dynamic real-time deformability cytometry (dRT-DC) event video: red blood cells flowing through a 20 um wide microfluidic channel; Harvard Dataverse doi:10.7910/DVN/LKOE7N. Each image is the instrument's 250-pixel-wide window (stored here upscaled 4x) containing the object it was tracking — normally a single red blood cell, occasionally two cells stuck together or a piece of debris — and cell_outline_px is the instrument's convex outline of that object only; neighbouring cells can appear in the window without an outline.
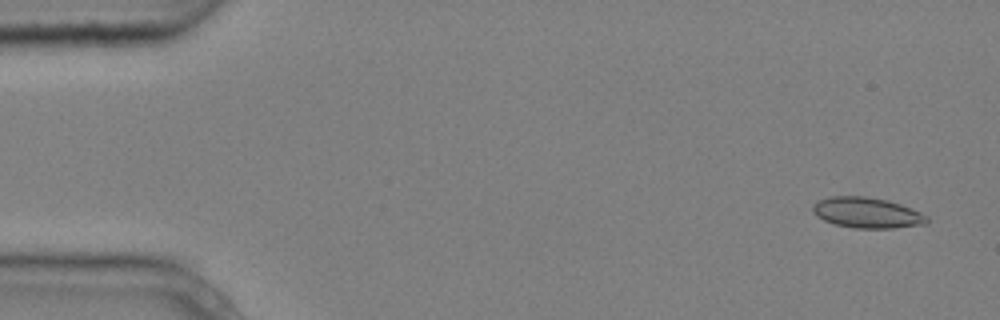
{"species": "common noctule bat (a hibernating species)", "species_latin": "Nyctalus noctula", "temperature_condition": "cold", "stored_images_in_passage": 5, "camera_frame_rate_fps": 3000, "um_per_image_px": 0.085, "animal": {"sex": "male", "body_mass_g": 20.4}, "frame": {"image": 1, "passage_image": 1, "time_ms": 0.0, "image_size_px": [1000, 320], "cell_outline_px": [[928, 224], [896, 228], [852, 228], [836, 224], [824, 220], [816, 216], [812, 212], [812, 204], [816, 200], [828, 196], [864, 196], [888, 200], [900, 204], [920, 212], [928, 216]], "centroid_in_image_um": [73.67, 18.08], "position_along_channel_um": 11.3, "area_um2": 20.63}}
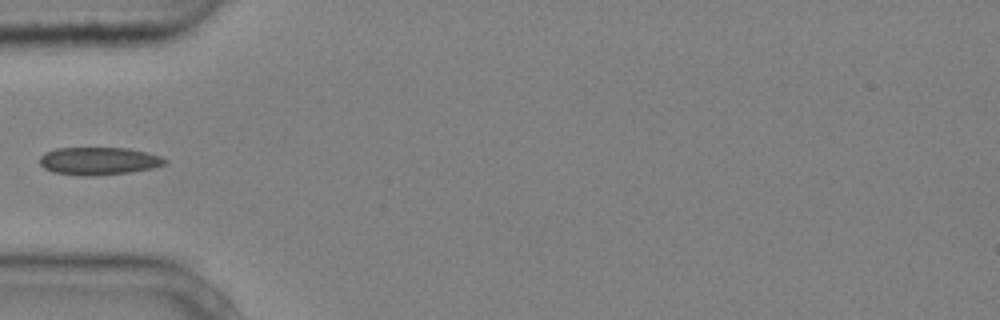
{"frame": {"image": 2, "passage_image": 5, "time_ms": 1.333, "image_size_px": [1000, 320], "cell_outline_px": [[168, 160], [164, 164], [152, 168], [132, 172], [92, 176], [80, 176], [52, 172], [44, 168], [40, 164], [40, 156], [44, 152], [56, 148], [128, 148], [160, 156]], "centroid_in_image_um": [8.35, 13.69], "position_along_channel_um": 76.6, "area_um2": 20.29}}